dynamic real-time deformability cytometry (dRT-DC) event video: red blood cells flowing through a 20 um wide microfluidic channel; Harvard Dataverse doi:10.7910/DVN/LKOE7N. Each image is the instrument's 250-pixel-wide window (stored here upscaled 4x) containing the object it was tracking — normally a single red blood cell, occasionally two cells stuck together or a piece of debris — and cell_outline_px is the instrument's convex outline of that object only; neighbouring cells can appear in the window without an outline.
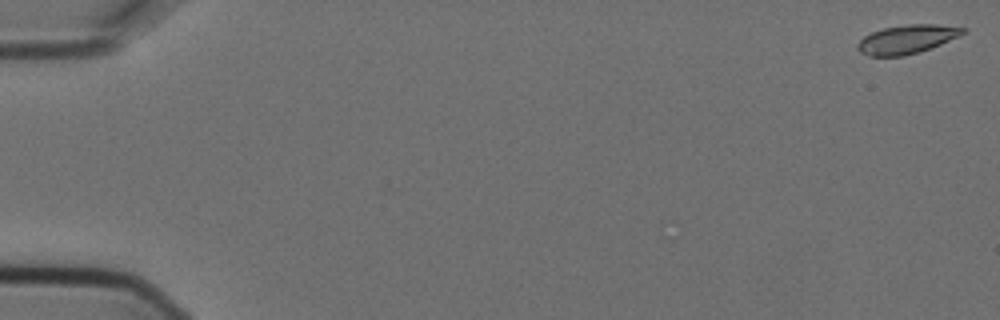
{"species": "Egyptian fruit bat (a non-hibernating species)", "species_latin": "Rousettus aegyptiacus", "temperature_condition": "cold", "stored_images_in_passage": 7, "camera_frame_rate_fps": 3000, "um_per_image_px": 0.085, "animal": {"sex": "female"}, "frame": {"image": 1, "passage_image": 1, "time_ms": 0.0, "image_size_px": [1000, 320], "cell_outline_px": [[964, 32], [940, 44], [920, 52], [904, 56], [872, 56], [860, 52], [856, 48], [856, 44], [864, 36], [872, 32], [884, 28], [908, 24], [936, 24], [964, 28]], "centroid_in_image_um": [77.02, 3.35], "position_along_channel_um": 8.0, "area_um2": 17.34}}
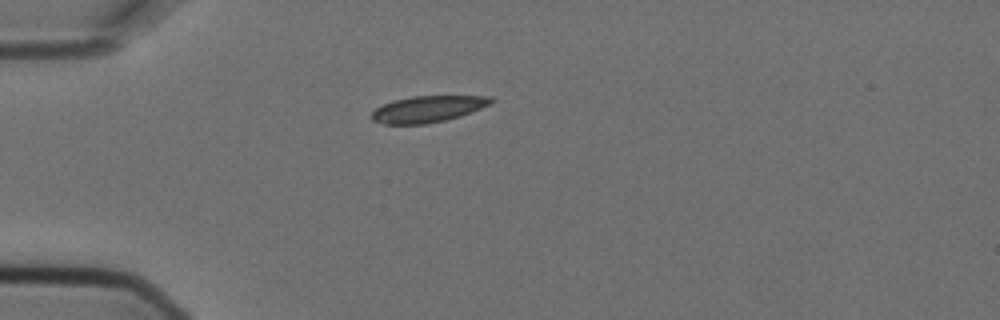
{"frame": {"image": 2, "passage_image": 5, "time_ms": 1.333, "image_size_px": [1000, 320], "cell_outline_px": [[496, 100], [492, 104], [460, 116], [444, 120], [424, 124], [384, 124], [372, 120], [372, 112], [376, 108], [392, 100], [412, 96], [492, 96]], "centroid_in_image_um": [36.39, 9.26], "position_along_channel_um": 48.6, "area_um2": 18.38}}
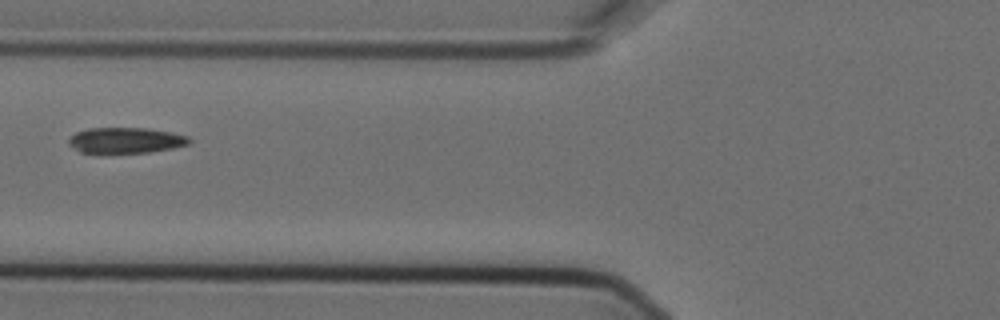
{"frame": {"image": 3, "passage_image": 7, "time_ms": 2.0, "image_size_px": [1000, 320], "cell_outline_px": [[192, 140], [188, 144], [172, 148], [148, 152], [80, 152], [68, 144], [68, 140], [76, 132], [88, 128], [148, 128], [172, 132], [188, 136]], "centroid_in_image_um": [10.7, 11.91], "position_along_channel_um": 115.1, "area_um2": 17.86}}